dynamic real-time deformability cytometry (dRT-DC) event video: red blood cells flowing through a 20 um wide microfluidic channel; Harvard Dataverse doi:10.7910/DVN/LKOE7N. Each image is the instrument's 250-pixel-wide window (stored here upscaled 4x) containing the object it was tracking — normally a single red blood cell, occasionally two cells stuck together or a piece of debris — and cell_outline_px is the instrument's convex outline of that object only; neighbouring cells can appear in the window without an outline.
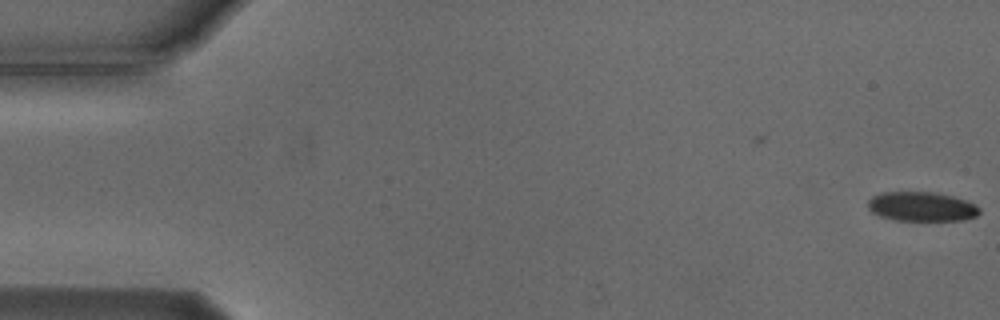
{"species": "Egyptian fruit bat (a non-hibernating species)", "species_latin": "Rousettus aegyptiacus", "temperature_condition": "cold", "stored_images_in_passage": 50, "camera_frame_rate_fps": 3000, "um_per_image_px": 0.085, "animal": {"sex": "male"}, "frame": {"image": 1, "passage_image": 1, "time_ms": 0.0, "image_size_px": [1000, 320], "cell_outline_px": [[980, 212], [976, 216], [964, 220], [896, 220], [880, 216], [872, 212], [868, 208], [868, 200], [872, 196], [884, 192], [932, 192], [952, 196], [976, 204], [980, 208]], "centroid_in_image_um": [78.34, 17.56], "position_along_channel_um": 6.7, "area_um2": 19.02}}
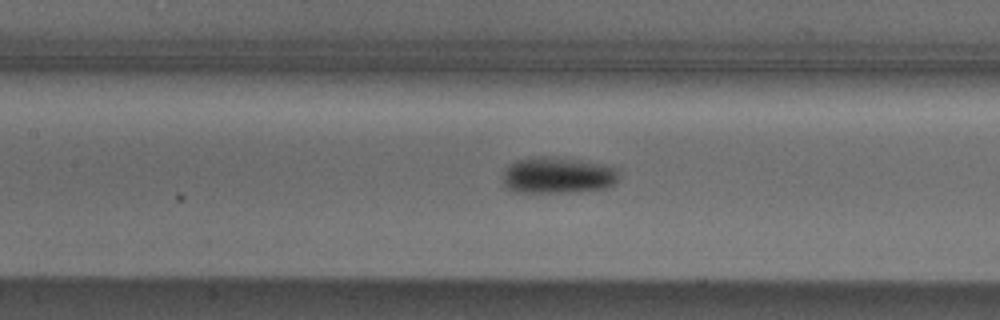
{"frame": {"image": 2, "passage_image": 25, "time_ms": 8.0, "image_size_px": [1000, 320], "cell_outline_px": [[620, 180], [608, 188], [572, 192], [516, 192], [508, 188], [504, 184], [504, 168], [508, 164], [516, 160], [532, 156], [556, 156], [580, 160], [620, 168]], "centroid_in_image_um": [47.45, 14.88], "position_along_channel_um": 160.0, "area_um2": 25.14}}
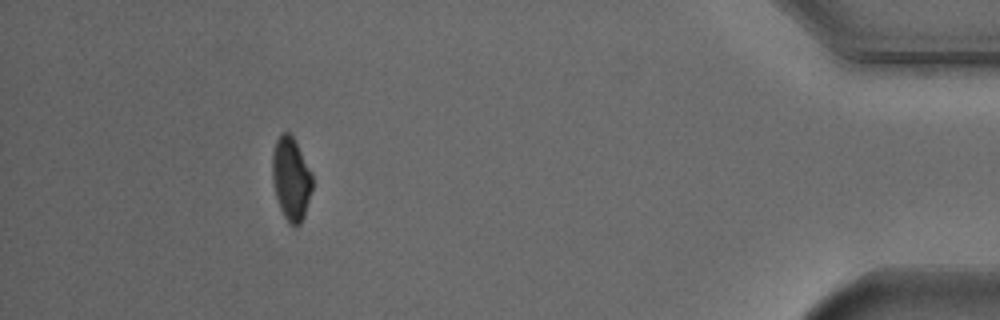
{"frame": {"image": 3, "passage_image": 50, "time_ms": 16.333, "image_size_px": [1000, 320], "cell_outline_px": [[312, 188], [304, 216], [300, 224], [296, 228], [288, 224], [280, 208], [276, 196], [272, 180], [272, 152], [276, 140], [280, 132], [288, 132], [292, 136], [312, 172]], "centroid_in_image_um": [24.73, 15.21], "position_along_channel_um": 410.5, "area_um2": 19.48}, "authors_computed_cell_mechanics": {"area_um2": 21.6461, "velocity_mm_per_s": 3.7463, "shape_relaxation_time_tau1_ms": 4.4977, "shape_relaxation_time_tau2_ms": null, "deformation_change_tau1": 0.0955, "deformation_change_tau2": null}}